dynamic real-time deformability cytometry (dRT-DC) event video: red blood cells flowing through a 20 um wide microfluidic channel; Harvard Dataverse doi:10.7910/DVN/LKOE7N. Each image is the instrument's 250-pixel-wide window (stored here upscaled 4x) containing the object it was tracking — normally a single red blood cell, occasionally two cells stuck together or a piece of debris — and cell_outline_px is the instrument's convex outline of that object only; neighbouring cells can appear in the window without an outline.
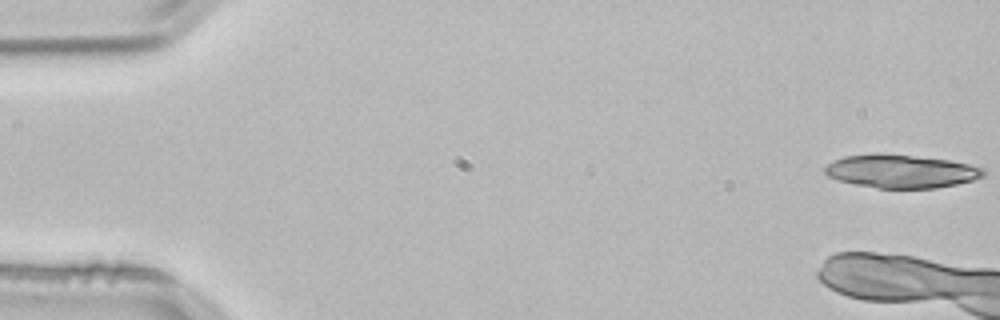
{"species": "common noctule bat (a hibernating species)", "species_latin": "Nyctalus noctula", "temperature_condition": "room temperature", "stored_images_in_passage": 4, "segment_of_instrument_passage": [2, 2], "camera_frame_rate_fps": 3000, "um_per_image_px": 0.085, "animal": {"sex": "male", "body_mass_g": 21.5, "forearm_length_mm": 52.0}, "frame": {"image": 1, "passage_image": 4, "time_ms": 1.0, "image_size_px": [1000, 320], "cell_outline_px": [[984, 176], [972, 180], [956, 184], [936, 188], [876, 188], [856, 184], [840, 180], [828, 176], [824, 172], [824, 168], [828, 164], [844, 156], [876, 152], [880, 152], [948, 160], [968, 164], [984, 168]], "centroid_in_image_um": [76.58, 14.54], "position_along_channel_um": 8.4, "area_um2": 30.69}}